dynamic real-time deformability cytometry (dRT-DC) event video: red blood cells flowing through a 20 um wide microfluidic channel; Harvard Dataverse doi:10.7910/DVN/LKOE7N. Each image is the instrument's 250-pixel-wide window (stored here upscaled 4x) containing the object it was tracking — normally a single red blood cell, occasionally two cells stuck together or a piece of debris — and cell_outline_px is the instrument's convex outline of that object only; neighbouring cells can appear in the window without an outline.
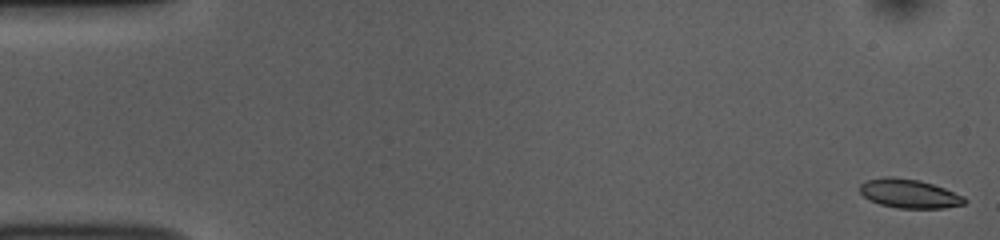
{"species": "common noctule bat (a hibernating species)", "species_latin": "Nyctalus noctula", "temperature_condition": "room temperature", "stored_images_in_passage": 52, "camera_frame_rate_fps": 3000, "um_per_image_px": 0.085, "animal": {"sex": "female", "body_mass_g": 10.0, "forearm_length_mm": 53.1}, "frame": {"image": 1, "passage_image": 1, "time_ms": 0.0, "image_size_px": [1000, 240], "cell_outline_px": [[968, 200], [964, 204], [944, 208], [896, 208], [880, 204], [868, 200], [860, 192], [860, 184], [868, 180], [884, 176], [892, 176], [920, 180], [944, 188], [964, 196]], "centroid_in_image_um": [77.28, 16.45], "position_along_channel_um": 7.7, "area_um2": 17.74}}
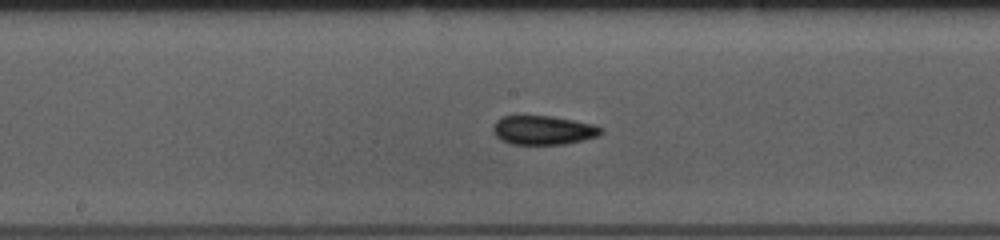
{"frame": {"image": 2, "passage_image": 27, "time_ms": 8.667, "image_size_px": [1000, 240], "cell_outline_px": [[604, 132], [600, 136], [584, 140], [564, 144], [512, 144], [500, 140], [492, 132], [492, 124], [496, 120], [504, 116], [548, 116], [572, 120], [592, 124], [604, 128]], "centroid_in_image_um": [46.17, 11.07], "position_along_channel_um": 202.0, "area_um2": 18.38}}
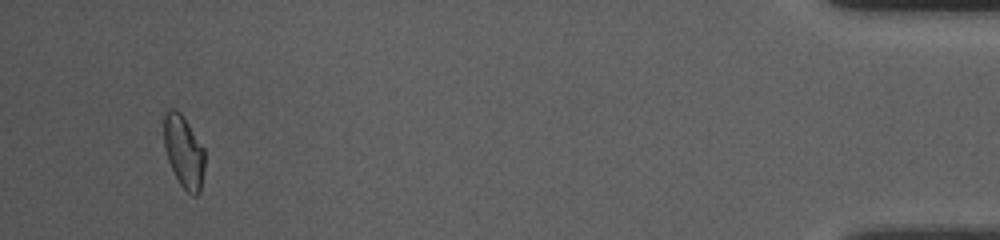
{"frame": {"image": 3, "passage_image": 50, "time_ms": 16.333, "image_size_px": [1000, 240], "cell_outline_px": [[204, 168], [200, 192], [196, 196], [192, 196], [180, 184], [168, 160], [164, 148], [164, 112], [168, 108], [176, 108], [180, 112], [204, 148]], "centroid_in_image_um": [15.61, 12.87], "position_along_channel_um": 419.6, "area_um2": 17.17}, "authors_computed_cell_mechanics": {"area_um2": 17.7157, "velocity_mm_per_s": 3.8108, "shape_relaxation_time_tau1_ms": 6.0566, "shape_relaxation_time_tau2_ms": 3.1643, "deformation_change_tau1": 0.1423, "deformation_change_tau2": 0.0785}}